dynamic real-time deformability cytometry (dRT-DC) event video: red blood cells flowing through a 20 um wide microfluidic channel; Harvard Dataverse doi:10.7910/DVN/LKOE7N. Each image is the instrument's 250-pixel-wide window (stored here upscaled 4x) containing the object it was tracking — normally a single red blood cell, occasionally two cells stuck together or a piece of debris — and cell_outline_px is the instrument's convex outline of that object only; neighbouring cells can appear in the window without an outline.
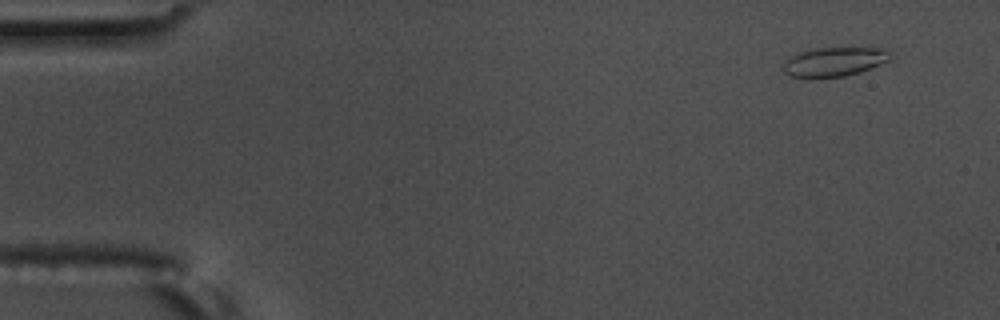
{"species": "common noctule bat (a hibernating species)", "species_latin": "Nyctalus noctula", "temperature_condition": "warm", "stored_images_in_passage": 53, "camera_frame_rate_fps": 3000, "um_per_image_px": 0.085, "animal": {"sex": "male", "body_mass_g": 17.5, "forearm_length_mm": 52.3}, "frame": {"image": 1, "passage_image": 1, "time_ms": 0.0, "image_size_px": [1000, 320], "cell_outline_px": [[892, 56], [888, 60], [880, 64], [860, 72], [844, 76], [792, 76], [784, 72], [784, 64], [792, 56], [816, 48], [860, 44], [868, 44], [884, 48], [892, 52]], "centroid_in_image_um": [71.11, 5.15], "position_along_channel_um": 13.9, "area_um2": 18.61}}
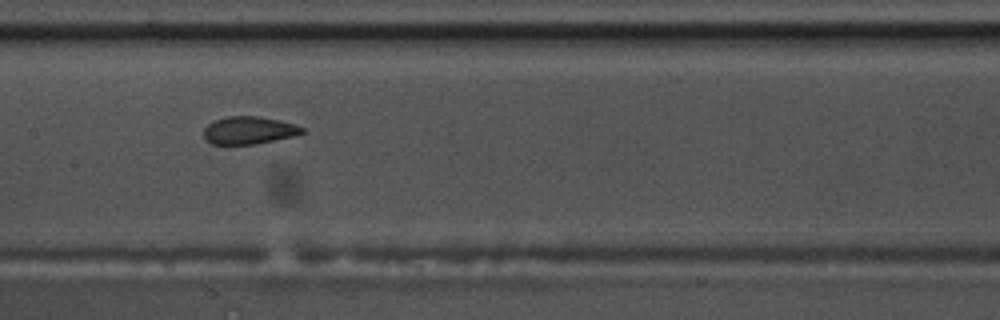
{"frame": {"image": 2, "passage_image": 25, "time_ms": 8.0, "image_size_px": [1000, 320], "cell_outline_px": [[304, 132], [292, 136], [256, 144], [212, 144], [204, 140], [204, 128], [208, 124], [216, 120], [228, 116], [260, 116], [280, 120], [304, 128]], "centroid_in_image_um": [21.12, 11.07], "position_along_channel_um": 186.3, "area_um2": 15.72}}
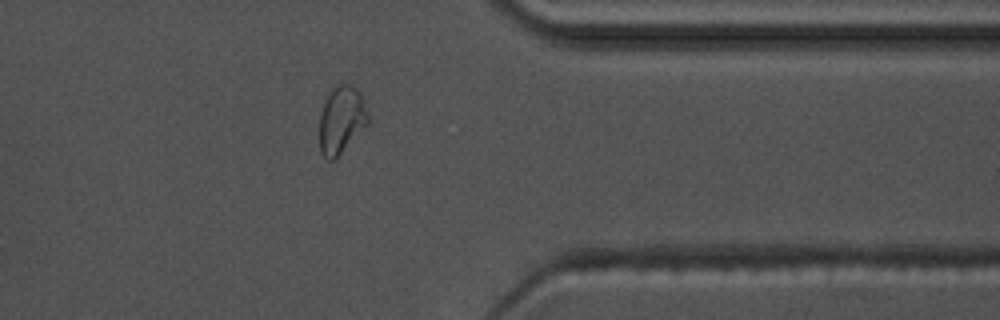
{"frame": {"image": 3, "passage_image": 42, "time_ms": 13.667, "image_size_px": [1000, 320], "cell_outline_px": [[368, 124], [336, 160], [328, 160], [320, 152], [320, 116], [324, 104], [332, 88], [336, 84], [352, 84], [360, 92], [368, 116]], "centroid_in_image_um": [29.02, 10.21], "position_along_channel_um": 382.4, "area_um2": 19.07}, "authors_computed_cell_mechanics": {"area_um2": 17.5134, "velocity_mm_per_s": 3.6347, "shape_relaxation_time_tau1_ms": null, "shape_relaxation_time_tau2_ms": 0.9306, "deformation_change_tau1": null, "deformation_change_tau2": 0.0688}}